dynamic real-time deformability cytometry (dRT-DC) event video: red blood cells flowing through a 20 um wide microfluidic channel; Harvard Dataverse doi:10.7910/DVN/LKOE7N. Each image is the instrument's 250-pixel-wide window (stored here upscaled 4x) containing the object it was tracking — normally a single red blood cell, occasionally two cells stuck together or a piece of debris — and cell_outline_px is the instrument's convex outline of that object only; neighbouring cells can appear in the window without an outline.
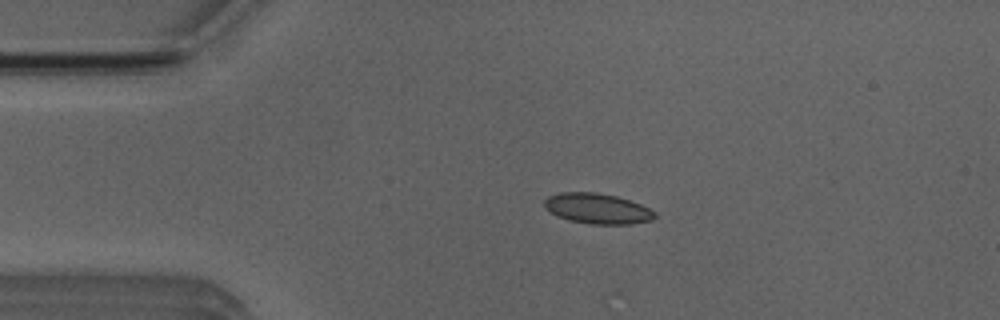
{"species": "Egyptian fruit bat (a non-hibernating species)", "species_latin": "Rousettus aegyptiacus", "temperature_condition": "room temperature", "stored_images_in_passage": 3, "camera_frame_rate_fps": 3000, "um_per_image_px": 0.085, "animal": {"sex": "male"}, "frame": {"image": 1, "passage_image": 2, "time_ms": 1.333, "image_size_px": [1000, 320], "cell_outline_px": [[656, 216], [652, 220], [632, 224], [588, 224], [568, 220], [556, 216], [544, 208], [544, 200], [548, 196], [560, 192], [596, 192], [616, 196], [640, 204], [656, 212]], "centroid_in_image_um": [50.75, 17.73], "position_along_channel_um": 34.3, "area_um2": 19.71}}